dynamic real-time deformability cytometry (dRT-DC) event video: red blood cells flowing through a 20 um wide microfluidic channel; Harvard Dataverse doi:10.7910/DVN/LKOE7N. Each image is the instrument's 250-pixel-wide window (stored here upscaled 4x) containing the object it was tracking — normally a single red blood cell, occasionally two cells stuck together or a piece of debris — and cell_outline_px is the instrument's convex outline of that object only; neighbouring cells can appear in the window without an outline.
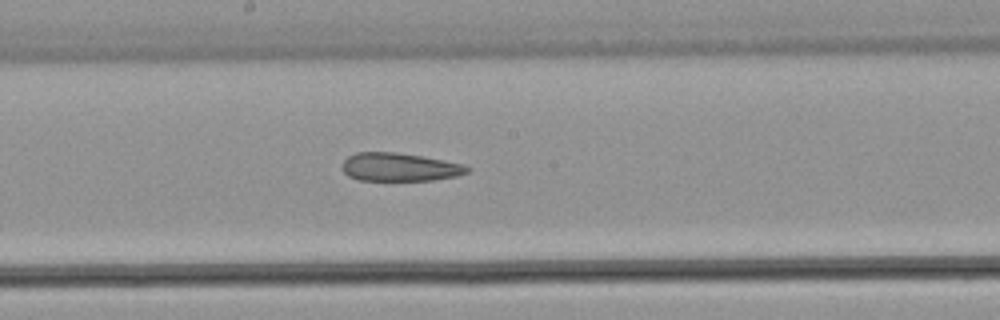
{"species": "common noctule bat (a hibernating species)", "species_latin": "Nyctalus noctula", "temperature_condition": "warm", "stored_images_in_passage": 24, "camera_frame_rate_fps": 3000, "um_per_image_px": 0.085, "animal": {"sex": "male", "body_mass_g": 21.5, "forearm_length_mm": 52.0}, "frame": {"image": 1, "passage_image": 14, "time_ms": 4.333, "image_size_px": [1000, 320], "cell_outline_px": [[472, 168], [468, 172], [456, 176], [432, 180], [356, 180], [348, 176], [344, 172], [344, 160], [348, 156], [356, 152], [396, 152], [420, 156], [464, 164]], "centroid_in_image_um": [33.97, 14.2], "position_along_channel_um": 214.2, "area_um2": 20.46}}
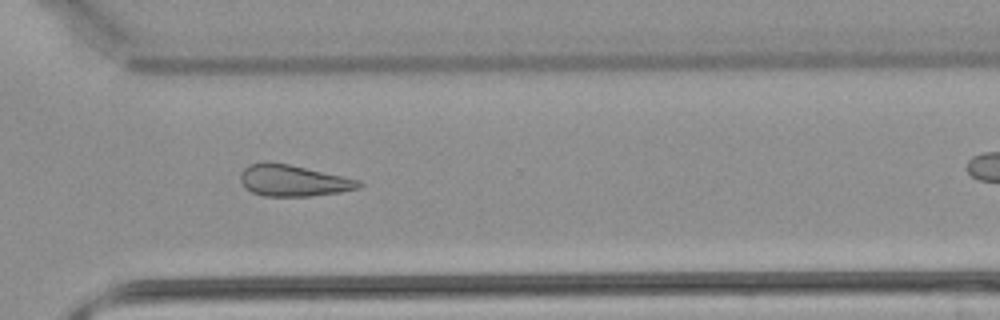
{"frame": {"image": 2, "passage_image": 21, "time_ms": 6.667, "image_size_px": [1000, 320], "cell_outline_px": [[364, 184], [360, 188], [340, 192], [312, 196], [264, 196], [252, 192], [244, 188], [240, 180], [240, 172], [244, 168], [252, 164], [288, 164], [344, 176], [360, 180]], "centroid_in_image_um": [24.97, 15.38], "position_along_channel_um": 345.6, "area_um2": 21.39}}